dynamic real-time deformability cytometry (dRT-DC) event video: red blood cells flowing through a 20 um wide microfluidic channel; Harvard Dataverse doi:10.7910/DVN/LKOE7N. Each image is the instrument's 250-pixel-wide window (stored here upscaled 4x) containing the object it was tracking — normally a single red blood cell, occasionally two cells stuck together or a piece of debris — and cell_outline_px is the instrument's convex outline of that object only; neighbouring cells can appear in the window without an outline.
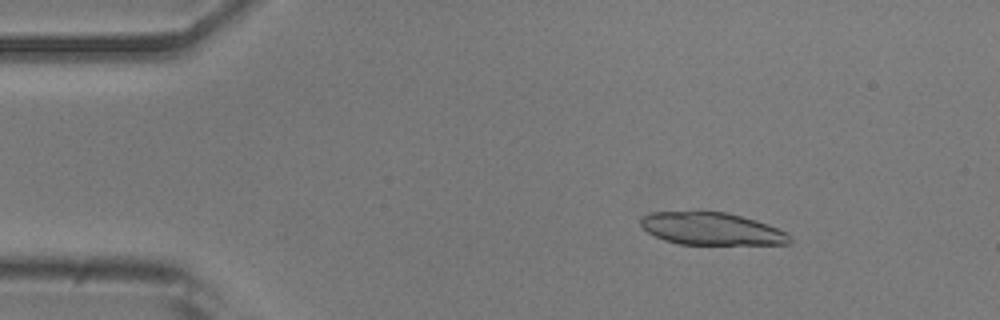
{"species": "common noctule bat (a hibernating species)", "species_latin": "Nyctalus noctula", "temperature_condition": "room temperature", "stored_images_in_passage": 51, "camera_frame_rate_fps": 3000, "um_per_image_px": 0.085, "animal": {"sex": "male", "body_mass_g": 20.5, "forearm_length_mm": 52.5}, "frame": {"image": 1, "passage_image": 7, "time_ms": 2.0, "image_size_px": [1000, 320], "cell_outline_px": [[792, 240], [788, 244], [680, 244], [664, 240], [648, 232], [640, 224], [640, 220], [644, 216], [652, 212], [728, 212], [756, 220], [768, 224], [788, 232], [792, 236]], "centroid_in_image_um": [60.54, 19.45], "position_along_channel_um": 24.5, "area_um2": 28.09}}